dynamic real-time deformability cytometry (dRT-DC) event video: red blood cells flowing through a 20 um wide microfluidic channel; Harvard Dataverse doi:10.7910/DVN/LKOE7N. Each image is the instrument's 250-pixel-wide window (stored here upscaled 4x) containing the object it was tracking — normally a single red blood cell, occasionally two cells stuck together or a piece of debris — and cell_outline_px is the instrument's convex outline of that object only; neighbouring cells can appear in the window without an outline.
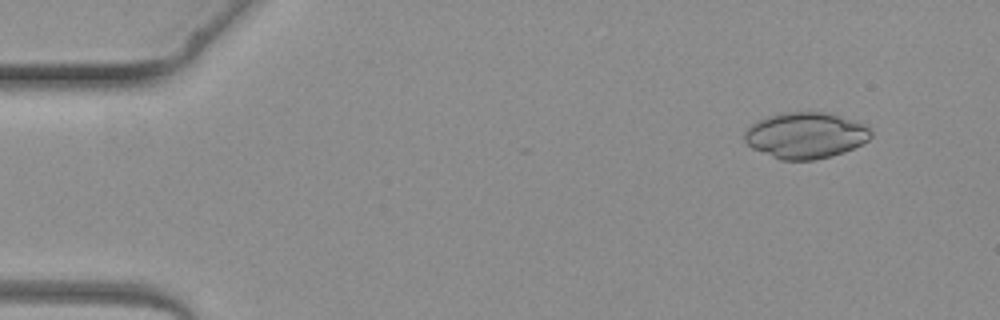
{"species": "common noctule bat (a hibernating species)", "species_latin": "Nyctalus noctula", "temperature_condition": "warm", "stored_images_in_passage": 4, "camera_frame_rate_fps": 3000, "um_per_image_px": 0.085, "animal": {"sex": "female", "body_mass_g": 19.3, "forearm_length_mm": 54.1}, "frame": {"image": 1, "passage_image": 2, "time_ms": 1.0, "image_size_px": [1000, 320], "cell_outline_px": [[872, 136], [868, 140], [844, 152], [832, 156], [816, 160], [780, 160], [752, 148], [744, 140], [744, 128], [768, 116], [780, 112], [824, 112], [864, 124], [872, 132]], "centroid_in_image_um": [68.44, 11.51], "position_along_channel_um": 16.6, "area_um2": 33.87}}